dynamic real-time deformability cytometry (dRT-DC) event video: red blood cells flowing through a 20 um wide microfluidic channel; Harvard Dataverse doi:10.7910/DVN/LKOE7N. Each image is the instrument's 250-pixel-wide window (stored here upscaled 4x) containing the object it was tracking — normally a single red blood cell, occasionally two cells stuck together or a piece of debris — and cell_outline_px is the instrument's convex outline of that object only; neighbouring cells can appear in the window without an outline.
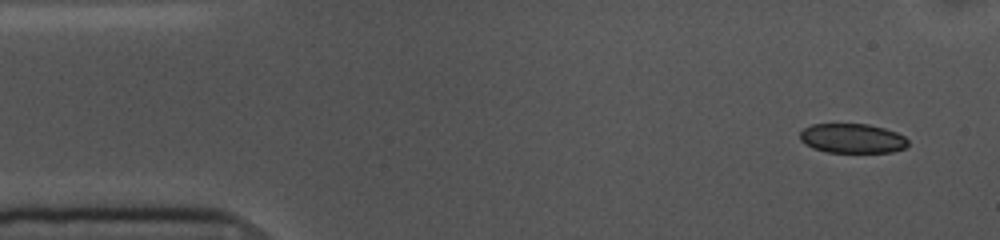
{"species": "common noctule bat (a hibernating species)", "species_latin": "Nyctalus noctula", "temperature_condition": "cold", "stored_images_in_passage": 7, "camera_frame_rate_fps": 3000, "um_per_image_px": 0.085, "animal": {"sex": "female", "body_mass_g": 10.0, "forearm_length_mm": 53.1}, "frame": {"image": 1, "passage_image": 1, "time_ms": 0.0, "image_size_px": [1000, 240], "cell_outline_px": [[908, 144], [904, 148], [892, 152], [828, 152], [812, 148], [804, 144], [800, 140], [800, 132], [804, 128], [812, 124], [868, 124], [884, 128], [896, 132], [904, 136], [908, 140]], "centroid_in_image_um": [72.43, 11.76], "position_along_channel_um": 12.6, "area_um2": 18.61}}